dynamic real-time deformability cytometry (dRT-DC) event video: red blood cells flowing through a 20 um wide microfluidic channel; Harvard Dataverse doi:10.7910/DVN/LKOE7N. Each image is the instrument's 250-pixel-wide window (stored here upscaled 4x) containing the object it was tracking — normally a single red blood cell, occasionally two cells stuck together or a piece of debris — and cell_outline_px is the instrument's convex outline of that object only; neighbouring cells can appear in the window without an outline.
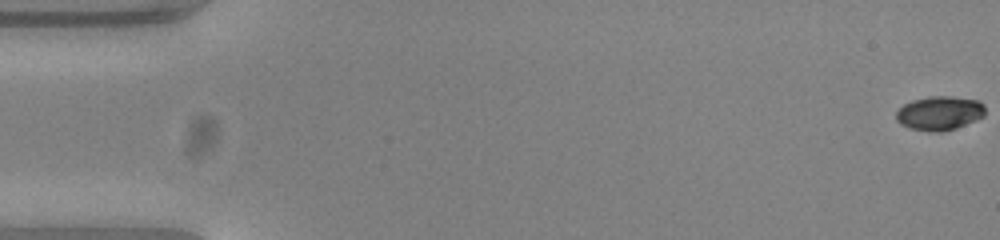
{"species": "common noctule bat (a hibernating species)", "species_latin": "Nyctalus noctula", "temperature_condition": "warm", "stored_images_in_passage": 14, "camera_frame_rate_fps": 3000, "um_per_image_px": 0.085, "animal": {"sex": "female", "body_mass_g": 23.0, "forearm_length_mm": 53.4}, "frame": {"image": 1, "passage_image": 1, "time_ms": 0.0, "image_size_px": [1000, 240], "cell_outline_px": [[984, 116], [976, 120], [956, 128], [944, 132], [928, 132], [908, 128], [900, 124], [896, 120], [896, 112], [904, 104], [912, 100], [928, 96], [952, 96], [980, 100], [984, 104]], "centroid_in_image_um": [79.85, 9.62], "position_along_channel_um": 5.1, "area_um2": 17.98}}